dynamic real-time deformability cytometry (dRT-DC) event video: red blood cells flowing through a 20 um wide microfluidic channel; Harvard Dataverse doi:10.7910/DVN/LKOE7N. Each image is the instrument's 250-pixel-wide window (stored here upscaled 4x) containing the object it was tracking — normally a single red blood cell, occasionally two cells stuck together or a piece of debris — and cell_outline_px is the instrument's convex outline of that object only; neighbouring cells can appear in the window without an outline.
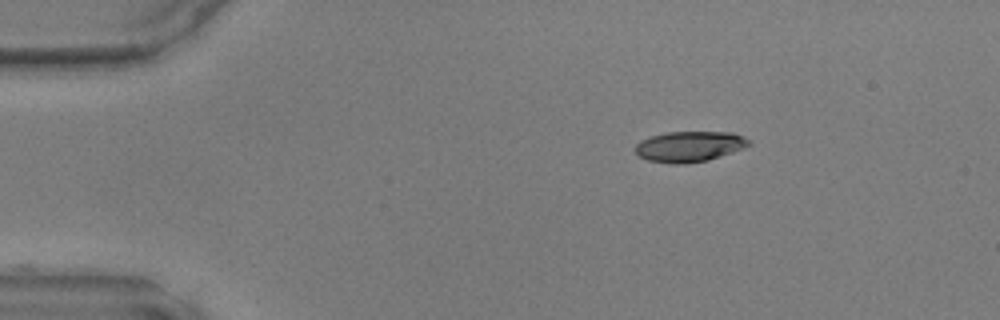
{"species": "common noctule bat (a hibernating species)", "species_latin": "Nyctalus noctula", "temperature_condition": "warm", "stored_images_in_passage": 14, "camera_frame_rate_fps": 3000, "um_per_image_px": 0.085, "animal": {"sex": "male", "body_mass_g": 17.9, "forearm_length_mm": 54.2}, "frame": {"image": 1, "passage_image": 1, "time_ms": 0.0, "image_size_px": [1000, 320], "cell_outline_px": [[752, 144], [732, 152], [708, 160], [684, 164], [672, 164], [648, 160], [640, 156], [632, 148], [640, 140], [652, 136], [668, 132], [732, 132], [748, 140]], "centroid_in_image_um": [58.56, 12.46], "position_along_channel_um": 26.4, "area_um2": 20.11}}
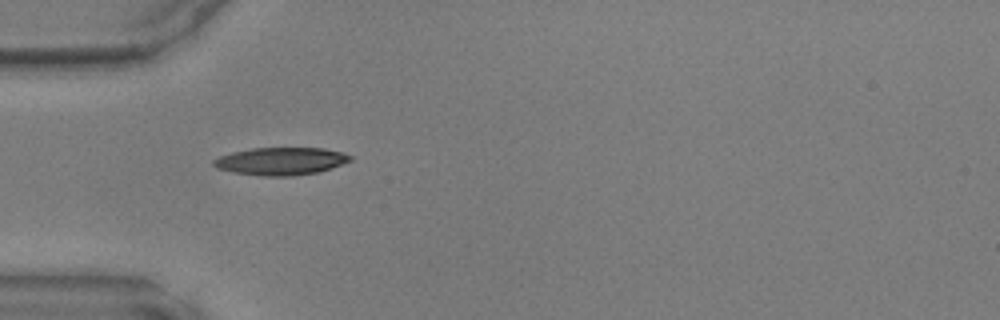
{"frame": {"image": 2, "passage_image": 8, "time_ms": 2.333, "image_size_px": [1000, 320], "cell_outline_px": [[352, 160], [332, 168], [320, 172], [292, 176], [264, 176], [232, 172], [216, 168], [212, 164], [212, 160], [220, 156], [232, 152], [252, 148], [324, 148], [344, 152], [352, 156]], "centroid_in_image_um": [23.89, 13.7], "position_along_channel_um": 61.1, "area_um2": 22.2}}
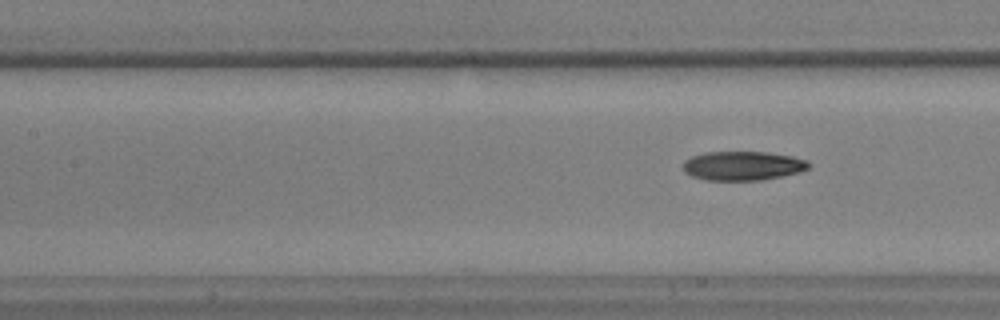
{"frame": {"image": 3, "passage_image": 14, "time_ms": 4.333, "image_size_px": [1000, 320], "cell_outline_px": [[812, 164], [808, 168], [800, 172], [760, 180], [704, 180], [692, 176], [684, 172], [684, 160], [692, 156], [704, 152], [768, 152], [792, 156], [808, 160]], "centroid_in_image_um": [63.14, 14.08], "position_along_channel_um": 144.3, "area_um2": 21.39}}